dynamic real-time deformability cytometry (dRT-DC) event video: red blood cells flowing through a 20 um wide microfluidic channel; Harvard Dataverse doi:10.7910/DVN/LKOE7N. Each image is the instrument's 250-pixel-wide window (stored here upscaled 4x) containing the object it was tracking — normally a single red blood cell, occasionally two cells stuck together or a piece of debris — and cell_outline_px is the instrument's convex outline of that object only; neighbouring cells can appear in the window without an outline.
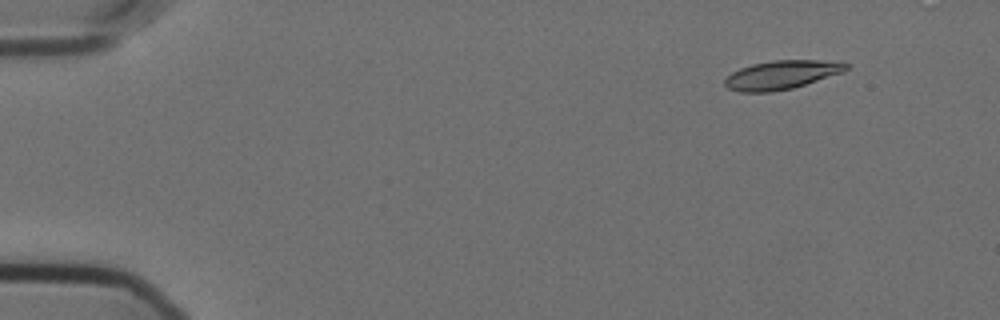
{"species": "Egyptian fruit bat (a non-hibernating species)", "species_latin": "Rousettus aegyptiacus", "temperature_condition": "cold", "stored_images_in_passage": 51, "camera_frame_rate_fps": 3000, "um_per_image_px": 0.085, "animal": {"sex": "female"}, "frame": {"image": 1, "passage_image": 3, "time_ms": 0.667, "image_size_px": [1000, 320], "cell_outline_px": [[848, 68], [844, 72], [792, 88], [772, 92], [740, 92], [728, 88], [724, 84], [724, 80], [732, 72], [740, 68], [752, 64], [772, 60], [816, 60], [848, 64]], "centroid_in_image_um": [66.39, 6.37], "position_along_channel_um": 18.6, "area_um2": 20.11}}
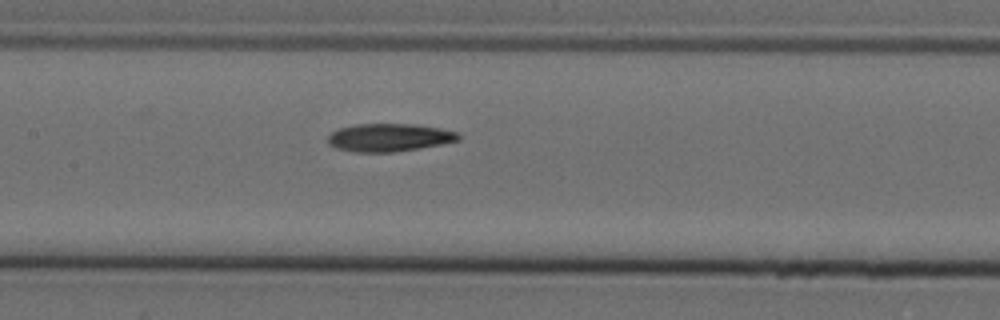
{"frame": {"image": 2, "passage_image": 25, "time_ms": 8.0, "image_size_px": [1000, 320], "cell_outline_px": [[460, 140], [440, 144], [392, 152], [352, 152], [336, 148], [328, 144], [328, 136], [332, 132], [340, 128], [356, 124], [416, 124], [440, 128], [456, 132], [460, 136]], "centroid_in_image_um": [33.05, 11.68], "position_along_channel_um": 174.4, "area_um2": 21.1}}
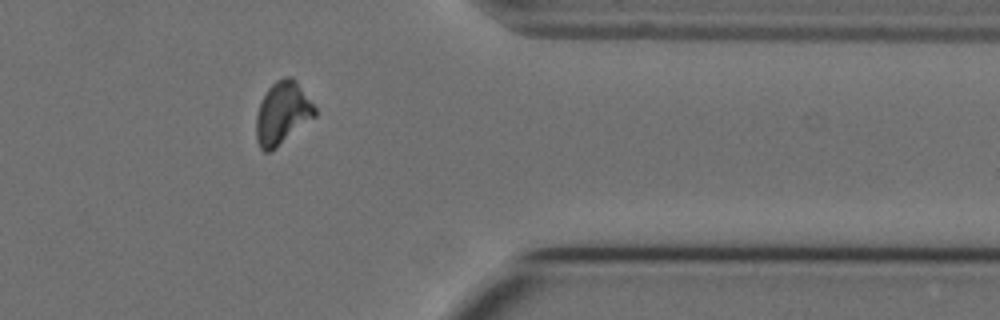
{"frame": {"image": 3, "passage_image": 44, "time_ms": 14.333, "image_size_px": [1000, 320], "cell_outline_px": [[316, 116], [276, 148], [268, 152], [264, 152], [260, 148], [256, 140], [256, 116], [260, 104], [268, 88], [276, 80], [288, 76], [292, 76], [296, 80], [316, 108]], "centroid_in_image_um": [24.0, 9.62], "position_along_channel_um": 387.4, "area_um2": 21.33}, "authors_computed_cell_mechanics": {"area_um2": 20.8658, "velocity_mm_per_s": 3.5775, "shape_relaxation_time_tau1_ms": 10.1715, "shape_relaxation_time_tau2_ms": null, "deformation_change_tau1": 0.219, "deformation_change_tau2": null}}